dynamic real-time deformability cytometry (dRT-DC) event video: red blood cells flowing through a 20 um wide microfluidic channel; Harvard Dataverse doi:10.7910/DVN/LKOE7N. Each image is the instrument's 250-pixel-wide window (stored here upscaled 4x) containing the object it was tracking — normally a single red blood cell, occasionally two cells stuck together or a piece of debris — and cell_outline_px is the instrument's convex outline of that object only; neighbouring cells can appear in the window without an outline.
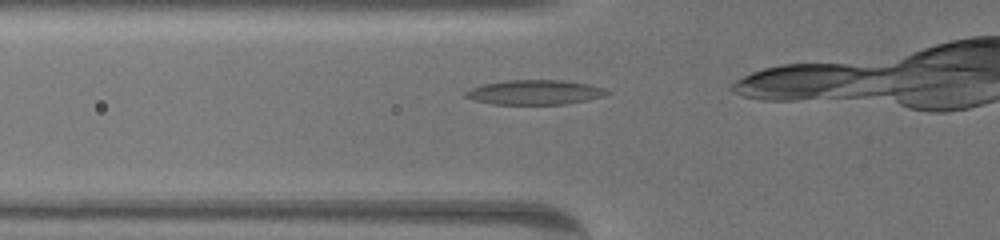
{"species": "common noctule bat (a hibernating species)", "species_latin": "Nyctalus noctula", "temperature_condition": "warm", "stored_images_in_passage": 3, "camera_frame_rate_fps": 3000, "um_per_image_px": 0.085, "animal": {"sex": "female", "body_mass_g": 19.5, "forearm_length_mm": 54.1}, "frame": {"image": 1, "passage_image": 3, "time_ms": 0.667, "image_size_px": [1000, 240], "cell_outline_px": [[612, 92], [604, 96], [564, 104], [492, 104], [472, 100], [464, 96], [464, 92], [472, 88], [484, 84], [504, 80], [564, 80], [588, 84], [604, 88]], "centroid_in_image_um": [45.44, 7.84], "position_along_channel_um": 80.4, "area_um2": 20.29}}